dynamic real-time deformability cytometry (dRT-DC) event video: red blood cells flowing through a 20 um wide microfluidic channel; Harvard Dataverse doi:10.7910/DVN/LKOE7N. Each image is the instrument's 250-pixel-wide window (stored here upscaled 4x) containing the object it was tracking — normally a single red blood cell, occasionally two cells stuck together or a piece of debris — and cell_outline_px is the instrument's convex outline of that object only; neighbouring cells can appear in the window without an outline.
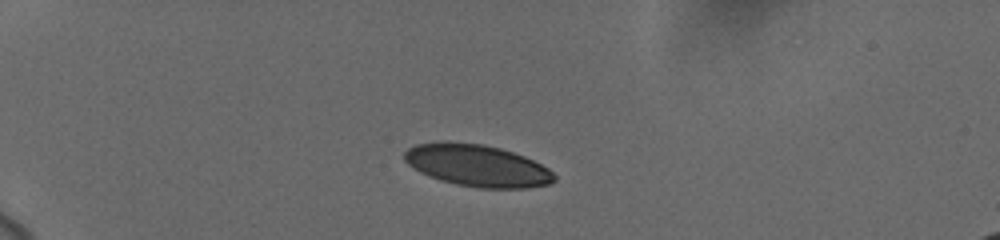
{"species": "human", "species_latin": "Homo sapiens", "temperature_condition": "cold", "stored_images_in_passage": 42, "camera_frame_rate_fps": 3000, "um_per_image_px": 0.085, "donor": {"sex": "female"}, "frame": {"image": 1, "passage_image": 1, "time_ms": 0.0, "image_size_px": [1000, 240], "cell_outline_px": [[556, 180], [548, 184], [528, 188], [480, 188], [456, 184], [440, 180], [428, 176], [412, 168], [404, 160], [404, 152], [408, 148], [416, 144], [444, 140], [484, 144], [500, 148], [524, 156], [548, 168], [556, 176]], "centroid_in_image_um": [40.53, 14.06], "position_along_channel_um": 44.5, "area_um2": 36.88}}
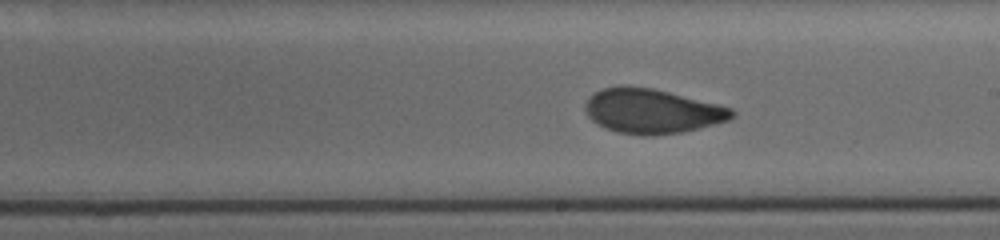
{"frame": {"image": 2, "passage_image": 21, "time_ms": 6.667, "image_size_px": [1000, 240], "cell_outline_px": [[736, 116], [728, 120], [680, 132], [652, 136], [648, 136], [616, 132], [604, 128], [592, 120], [588, 116], [584, 108], [584, 104], [588, 96], [604, 88], [620, 84], [624, 84], [652, 88], [720, 104], [732, 108], [736, 112]], "centroid_in_image_um": [55.39, 9.43], "position_along_channel_um": 233.6, "area_um2": 38.38}}
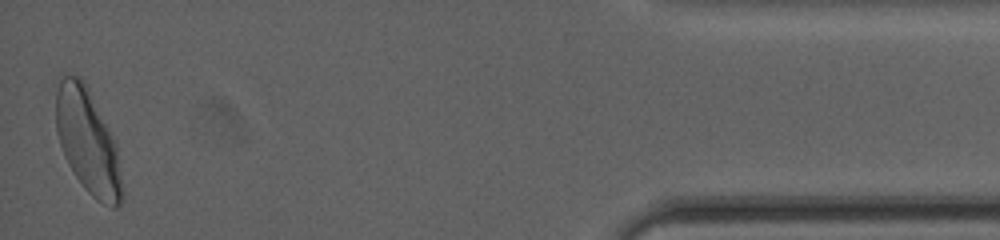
{"frame": {"image": 3, "passage_image": 42, "time_ms": 13.667, "image_size_px": [1000, 240], "cell_outline_px": [[124, 200], [116, 208], [112, 208], [96, 200], [88, 192], [76, 176], [68, 164], [64, 156], [56, 132], [56, 92], [60, 80], [64, 76], [80, 76], [88, 84], [116, 144], [124, 192]], "centroid_in_image_um": [7.48, 12.04], "position_along_channel_um": 427.7, "area_um2": 40.52}, "authors_computed_cell_mechanics": {"area_um2": 37.7434, "velocity_mm_per_s": 3.6857, "shape_relaxation_time_tau1_ms": 3.1817, "shape_relaxation_time_tau2_ms": null, "deformation_change_tau1": 0.1324, "deformation_change_tau2": null}}